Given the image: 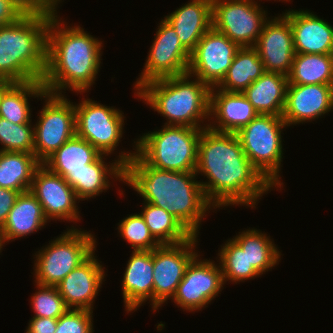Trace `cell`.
I'll use <instances>...</instances> for the list:
<instances>
[{"mask_svg": "<svg viewBox=\"0 0 333 333\" xmlns=\"http://www.w3.org/2000/svg\"><path fill=\"white\" fill-rule=\"evenodd\" d=\"M287 85L288 77L286 75L265 72L242 94L252 103L258 114L282 116L286 103Z\"/></svg>", "mask_w": 333, "mask_h": 333, "instance_id": "obj_27", "label": "cell"}, {"mask_svg": "<svg viewBox=\"0 0 333 333\" xmlns=\"http://www.w3.org/2000/svg\"><path fill=\"white\" fill-rule=\"evenodd\" d=\"M199 236L177 244H163L153 250V313L175 295L196 250Z\"/></svg>", "mask_w": 333, "mask_h": 333, "instance_id": "obj_13", "label": "cell"}, {"mask_svg": "<svg viewBox=\"0 0 333 333\" xmlns=\"http://www.w3.org/2000/svg\"><path fill=\"white\" fill-rule=\"evenodd\" d=\"M132 144H134L132 145L134 151H119V155L111 161L112 163L105 162L109 155L101 154L94 162L86 165V168L78 174L77 179V198L80 201H88L102 192H107L113 185L111 183L114 179L123 182L124 165L129 163L136 154V141Z\"/></svg>", "mask_w": 333, "mask_h": 333, "instance_id": "obj_23", "label": "cell"}, {"mask_svg": "<svg viewBox=\"0 0 333 333\" xmlns=\"http://www.w3.org/2000/svg\"><path fill=\"white\" fill-rule=\"evenodd\" d=\"M95 236L90 230L71 225L59 237L38 249L33 257L34 283L57 286L68 273L96 251L98 242Z\"/></svg>", "mask_w": 333, "mask_h": 333, "instance_id": "obj_7", "label": "cell"}, {"mask_svg": "<svg viewBox=\"0 0 333 333\" xmlns=\"http://www.w3.org/2000/svg\"><path fill=\"white\" fill-rule=\"evenodd\" d=\"M95 251L56 286L69 309L93 311L106 272ZM100 288V289H99Z\"/></svg>", "mask_w": 333, "mask_h": 333, "instance_id": "obj_19", "label": "cell"}, {"mask_svg": "<svg viewBox=\"0 0 333 333\" xmlns=\"http://www.w3.org/2000/svg\"><path fill=\"white\" fill-rule=\"evenodd\" d=\"M210 90L208 85L186 73L147 82L134 95L163 116L167 120L164 125L204 129L210 120Z\"/></svg>", "mask_w": 333, "mask_h": 333, "instance_id": "obj_5", "label": "cell"}, {"mask_svg": "<svg viewBox=\"0 0 333 333\" xmlns=\"http://www.w3.org/2000/svg\"><path fill=\"white\" fill-rule=\"evenodd\" d=\"M246 253L249 264L262 275L272 271L281 260V251L270 235L257 228H248L238 232L232 238Z\"/></svg>", "mask_w": 333, "mask_h": 333, "instance_id": "obj_30", "label": "cell"}, {"mask_svg": "<svg viewBox=\"0 0 333 333\" xmlns=\"http://www.w3.org/2000/svg\"><path fill=\"white\" fill-rule=\"evenodd\" d=\"M239 49L235 42L211 27L191 52L187 73L210 88L217 87Z\"/></svg>", "mask_w": 333, "mask_h": 333, "instance_id": "obj_15", "label": "cell"}, {"mask_svg": "<svg viewBox=\"0 0 333 333\" xmlns=\"http://www.w3.org/2000/svg\"><path fill=\"white\" fill-rule=\"evenodd\" d=\"M45 92L40 80L12 82L0 97V117L16 124L31 123L29 100L31 97L40 100Z\"/></svg>", "mask_w": 333, "mask_h": 333, "instance_id": "obj_28", "label": "cell"}, {"mask_svg": "<svg viewBox=\"0 0 333 333\" xmlns=\"http://www.w3.org/2000/svg\"><path fill=\"white\" fill-rule=\"evenodd\" d=\"M75 103L76 135L87 140L101 154L113 155L122 141L124 113L117 107L83 98Z\"/></svg>", "mask_w": 333, "mask_h": 333, "instance_id": "obj_11", "label": "cell"}, {"mask_svg": "<svg viewBox=\"0 0 333 333\" xmlns=\"http://www.w3.org/2000/svg\"><path fill=\"white\" fill-rule=\"evenodd\" d=\"M47 223L49 221L43 213L42 206L31 191L20 193L4 225L0 228L3 247L6 243L9 244V241L37 233L38 230L45 228Z\"/></svg>", "mask_w": 333, "mask_h": 333, "instance_id": "obj_26", "label": "cell"}, {"mask_svg": "<svg viewBox=\"0 0 333 333\" xmlns=\"http://www.w3.org/2000/svg\"><path fill=\"white\" fill-rule=\"evenodd\" d=\"M33 123L16 124L0 117V151L34 153Z\"/></svg>", "mask_w": 333, "mask_h": 333, "instance_id": "obj_36", "label": "cell"}, {"mask_svg": "<svg viewBox=\"0 0 333 333\" xmlns=\"http://www.w3.org/2000/svg\"><path fill=\"white\" fill-rule=\"evenodd\" d=\"M265 73L263 62L254 47L240 48L218 89L226 92H243Z\"/></svg>", "mask_w": 333, "mask_h": 333, "instance_id": "obj_31", "label": "cell"}, {"mask_svg": "<svg viewBox=\"0 0 333 333\" xmlns=\"http://www.w3.org/2000/svg\"><path fill=\"white\" fill-rule=\"evenodd\" d=\"M63 1L39 0L15 23L0 26V78L41 81L46 70L50 17Z\"/></svg>", "mask_w": 333, "mask_h": 333, "instance_id": "obj_4", "label": "cell"}, {"mask_svg": "<svg viewBox=\"0 0 333 333\" xmlns=\"http://www.w3.org/2000/svg\"><path fill=\"white\" fill-rule=\"evenodd\" d=\"M39 0H0V26L15 23Z\"/></svg>", "mask_w": 333, "mask_h": 333, "instance_id": "obj_39", "label": "cell"}, {"mask_svg": "<svg viewBox=\"0 0 333 333\" xmlns=\"http://www.w3.org/2000/svg\"><path fill=\"white\" fill-rule=\"evenodd\" d=\"M58 13L56 10L50 17L41 81L48 93L66 95L70 90L82 95L92 89L99 75L104 42L78 24L67 26Z\"/></svg>", "mask_w": 333, "mask_h": 333, "instance_id": "obj_2", "label": "cell"}, {"mask_svg": "<svg viewBox=\"0 0 333 333\" xmlns=\"http://www.w3.org/2000/svg\"><path fill=\"white\" fill-rule=\"evenodd\" d=\"M117 229L118 234H120L124 241L131 245L133 251L154 250L161 245L153 237L139 212L132 213L131 215L127 214V217L119 221Z\"/></svg>", "mask_w": 333, "mask_h": 333, "instance_id": "obj_35", "label": "cell"}, {"mask_svg": "<svg viewBox=\"0 0 333 333\" xmlns=\"http://www.w3.org/2000/svg\"><path fill=\"white\" fill-rule=\"evenodd\" d=\"M331 111H333V85L288 83L282 114L288 127L318 120Z\"/></svg>", "mask_w": 333, "mask_h": 333, "instance_id": "obj_18", "label": "cell"}, {"mask_svg": "<svg viewBox=\"0 0 333 333\" xmlns=\"http://www.w3.org/2000/svg\"><path fill=\"white\" fill-rule=\"evenodd\" d=\"M31 193L38 199L43 213L49 222H79L81 220L74 189L58 174L41 165L35 172L30 187ZM78 201V202H77Z\"/></svg>", "mask_w": 333, "mask_h": 333, "instance_id": "obj_16", "label": "cell"}, {"mask_svg": "<svg viewBox=\"0 0 333 333\" xmlns=\"http://www.w3.org/2000/svg\"><path fill=\"white\" fill-rule=\"evenodd\" d=\"M41 165L34 153L0 151V187L20 193L29 191Z\"/></svg>", "mask_w": 333, "mask_h": 333, "instance_id": "obj_29", "label": "cell"}, {"mask_svg": "<svg viewBox=\"0 0 333 333\" xmlns=\"http://www.w3.org/2000/svg\"><path fill=\"white\" fill-rule=\"evenodd\" d=\"M254 48L258 51L265 72L288 76L296 54L289 20L283 14L270 16Z\"/></svg>", "mask_w": 333, "mask_h": 333, "instance_id": "obj_17", "label": "cell"}, {"mask_svg": "<svg viewBox=\"0 0 333 333\" xmlns=\"http://www.w3.org/2000/svg\"><path fill=\"white\" fill-rule=\"evenodd\" d=\"M260 4V0H212V28L240 48L254 47L270 18Z\"/></svg>", "mask_w": 333, "mask_h": 333, "instance_id": "obj_10", "label": "cell"}, {"mask_svg": "<svg viewBox=\"0 0 333 333\" xmlns=\"http://www.w3.org/2000/svg\"><path fill=\"white\" fill-rule=\"evenodd\" d=\"M19 194L18 191L0 187V228L4 225Z\"/></svg>", "mask_w": 333, "mask_h": 333, "instance_id": "obj_40", "label": "cell"}, {"mask_svg": "<svg viewBox=\"0 0 333 333\" xmlns=\"http://www.w3.org/2000/svg\"><path fill=\"white\" fill-rule=\"evenodd\" d=\"M101 153L87 140L73 136L57 149L44 163L51 172L61 175L77 196L78 174Z\"/></svg>", "mask_w": 333, "mask_h": 333, "instance_id": "obj_25", "label": "cell"}, {"mask_svg": "<svg viewBox=\"0 0 333 333\" xmlns=\"http://www.w3.org/2000/svg\"><path fill=\"white\" fill-rule=\"evenodd\" d=\"M268 1H271V0H268ZM275 1H279V2H280V1H282V2H284V1H285V2H289V1H291V0H274V2H275Z\"/></svg>", "mask_w": 333, "mask_h": 333, "instance_id": "obj_44", "label": "cell"}, {"mask_svg": "<svg viewBox=\"0 0 333 333\" xmlns=\"http://www.w3.org/2000/svg\"><path fill=\"white\" fill-rule=\"evenodd\" d=\"M34 126V154L43 164L66 141L76 135L75 102L62 94L45 92ZM45 103V104H44Z\"/></svg>", "mask_w": 333, "mask_h": 333, "instance_id": "obj_9", "label": "cell"}, {"mask_svg": "<svg viewBox=\"0 0 333 333\" xmlns=\"http://www.w3.org/2000/svg\"><path fill=\"white\" fill-rule=\"evenodd\" d=\"M289 84L333 85V54H295Z\"/></svg>", "mask_w": 333, "mask_h": 333, "instance_id": "obj_32", "label": "cell"}, {"mask_svg": "<svg viewBox=\"0 0 333 333\" xmlns=\"http://www.w3.org/2000/svg\"><path fill=\"white\" fill-rule=\"evenodd\" d=\"M200 252L191 260L179 283L172 302L186 312H197L208 307L225 286L220 264L201 259Z\"/></svg>", "mask_w": 333, "mask_h": 333, "instance_id": "obj_14", "label": "cell"}, {"mask_svg": "<svg viewBox=\"0 0 333 333\" xmlns=\"http://www.w3.org/2000/svg\"><path fill=\"white\" fill-rule=\"evenodd\" d=\"M125 268L121 283L125 311L133 313L147 301L153 311V250L132 251Z\"/></svg>", "mask_w": 333, "mask_h": 333, "instance_id": "obj_21", "label": "cell"}, {"mask_svg": "<svg viewBox=\"0 0 333 333\" xmlns=\"http://www.w3.org/2000/svg\"><path fill=\"white\" fill-rule=\"evenodd\" d=\"M201 128L163 125L136 141V154L149 166L169 171L195 172Z\"/></svg>", "mask_w": 333, "mask_h": 333, "instance_id": "obj_6", "label": "cell"}, {"mask_svg": "<svg viewBox=\"0 0 333 333\" xmlns=\"http://www.w3.org/2000/svg\"><path fill=\"white\" fill-rule=\"evenodd\" d=\"M258 112L242 92L210 90L209 128L217 132L237 133L252 121Z\"/></svg>", "mask_w": 333, "mask_h": 333, "instance_id": "obj_22", "label": "cell"}, {"mask_svg": "<svg viewBox=\"0 0 333 333\" xmlns=\"http://www.w3.org/2000/svg\"><path fill=\"white\" fill-rule=\"evenodd\" d=\"M93 311L68 309L58 318L55 333H93Z\"/></svg>", "mask_w": 333, "mask_h": 333, "instance_id": "obj_38", "label": "cell"}, {"mask_svg": "<svg viewBox=\"0 0 333 333\" xmlns=\"http://www.w3.org/2000/svg\"><path fill=\"white\" fill-rule=\"evenodd\" d=\"M12 82L4 78H0V97L3 91L11 84Z\"/></svg>", "mask_w": 333, "mask_h": 333, "instance_id": "obj_42", "label": "cell"}, {"mask_svg": "<svg viewBox=\"0 0 333 333\" xmlns=\"http://www.w3.org/2000/svg\"><path fill=\"white\" fill-rule=\"evenodd\" d=\"M163 18L175 29L181 44L191 53L212 27V0H190Z\"/></svg>", "mask_w": 333, "mask_h": 333, "instance_id": "obj_24", "label": "cell"}, {"mask_svg": "<svg viewBox=\"0 0 333 333\" xmlns=\"http://www.w3.org/2000/svg\"><path fill=\"white\" fill-rule=\"evenodd\" d=\"M58 319L32 317L25 333H55Z\"/></svg>", "mask_w": 333, "mask_h": 333, "instance_id": "obj_41", "label": "cell"}, {"mask_svg": "<svg viewBox=\"0 0 333 333\" xmlns=\"http://www.w3.org/2000/svg\"><path fill=\"white\" fill-rule=\"evenodd\" d=\"M296 54H333V26L309 10L286 9Z\"/></svg>", "mask_w": 333, "mask_h": 333, "instance_id": "obj_20", "label": "cell"}, {"mask_svg": "<svg viewBox=\"0 0 333 333\" xmlns=\"http://www.w3.org/2000/svg\"><path fill=\"white\" fill-rule=\"evenodd\" d=\"M287 127L282 116L258 114L236 133L249 161L278 191L284 186L280 176L284 158L281 134Z\"/></svg>", "mask_w": 333, "mask_h": 333, "instance_id": "obj_8", "label": "cell"}, {"mask_svg": "<svg viewBox=\"0 0 333 333\" xmlns=\"http://www.w3.org/2000/svg\"><path fill=\"white\" fill-rule=\"evenodd\" d=\"M196 172L160 170L147 165L137 154L124 165V179L142 197L166 210L193 236H198L206 215L215 209L206 199ZM197 179V180H196Z\"/></svg>", "mask_w": 333, "mask_h": 333, "instance_id": "obj_3", "label": "cell"}, {"mask_svg": "<svg viewBox=\"0 0 333 333\" xmlns=\"http://www.w3.org/2000/svg\"><path fill=\"white\" fill-rule=\"evenodd\" d=\"M195 172L207 178L199 182L218 210L232 205L256 208L264 194L276 189L249 161L236 133L209 127L201 132Z\"/></svg>", "mask_w": 333, "mask_h": 333, "instance_id": "obj_1", "label": "cell"}, {"mask_svg": "<svg viewBox=\"0 0 333 333\" xmlns=\"http://www.w3.org/2000/svg\"><path fill=\"white\" fill-rule=\"evenodd\" d=\"M216 257L221 266L225 284H240L254 278L262 276L252 264H249L246 253L243 249L231 238L220 245Z\"/></svg>", "mask_w": 333, "mask_h": 333, "instance_id": "obj_34", "label": "cell"}, {"mask_svg": "<svg viewBox=\"0 0 333 333\" xmlns=\"http://www.w3.org/2000/svg\"><path fill=\"white\" fill-rule=\"evenodd\" d=\"M2 249H3V244H2L1 239H0V254L2 252Z\"/></svg>", "mask_w": 333, "mask_h": 333, "instance_id": "obj_43", "label": "cell"}, {"mask_svg": "<svg viewBox=\"0 0 333 333\" xmlns=\"http://www.w3.org/2000/svg\"><path fill=\"white\" fill-rule=\"evenodd\" d=\"M140 214L153 237L161 244H177L189 240L193 235L166 210L144 202Z\"/></svg>", "mask_w": 333, "mask_h": 333, "instance_id": "obj_33", "label": "cell"}, {"mask_svg": "<svg viewBox=\"0 0 333 333\" xmlns=\"http://www.w3.org/2000/svg\"><path fill=\"white\" fill-rule=\"evenodd\" d=\"M147 53L144 69L134 83L135 92L147 82L186 74L191 53L181 44L175 29L161 19Z\"/></svg>", "mask_w": 333, "mask_h": 333, "instance_id": "obj_12", "label": "cell"}, {"mask_svg": "<svg viewBox=\"0 0 333 333\" xmlns=\"http://www.w3.org/2000/svg\"><path fill=\"white\" fill-rule=\"evenodd\" d=\"M34 286L37 290L30 298L34 312L32 317L58 319L69 309L56 286H44L37 283Z\"/></svg>", "mask_w": 333, "mask_h": 333, "instance_id": "obj_37", "label": "cell"}]
</instances>
